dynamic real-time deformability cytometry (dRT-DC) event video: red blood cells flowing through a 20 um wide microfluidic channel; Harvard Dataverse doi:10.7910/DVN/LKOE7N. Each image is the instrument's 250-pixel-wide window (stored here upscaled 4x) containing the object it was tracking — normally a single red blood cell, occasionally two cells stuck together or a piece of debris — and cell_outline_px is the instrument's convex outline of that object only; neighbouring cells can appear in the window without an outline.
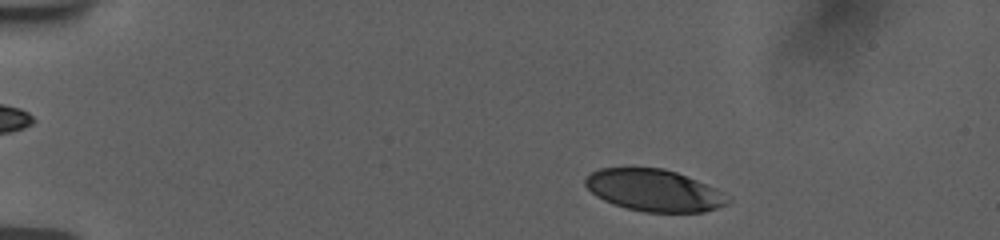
{"species": "human", "species_latin": "Homo sapiens", "temperature_condition": "room temperature", "stored_images_in_passage": 44, "camera_frame_rate_fps": 3000, "um_per_image_px": 0.085, "donor": {"sex": "female"}, "frame": {"image": 1, "passage_image": 4, "time_ms": 1.0, "image_size_px": [1000, 240], "cell_outline_px": [[732, 200], [728, 204], [704, 212], [644, 212], [612, 204], [596, 196], [584, 184], [584, 176], [600, 168], [664, 168], [676, 172], [696, 180], [724, 192]], "centroid_in_image_um": [55.59, 16.18], "position_along_channel_um": 29.4, "area_um2": 34.8}}
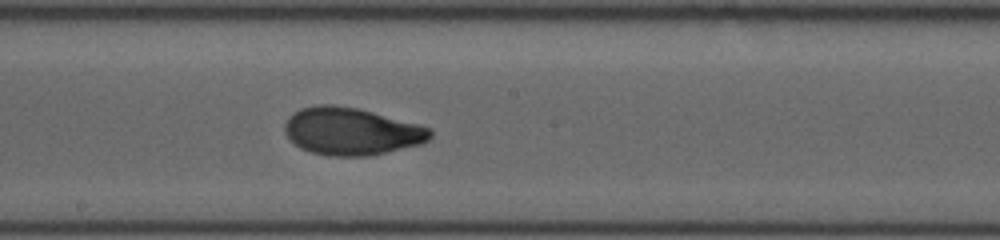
{"frame": {"image": 2, "passage_image": 26, "time_ms": 8.333, "image_size_px": [1000, 240], "cell_outline_px": [[432, 136], [428, 140], [420, 144], [368, 156], [328, 156], [312, 152], [300, 148], [288, 140], [284, 132], [284, 124], [288, 116], [292, 112], [300, 108], [316, 104], [332, 104], [356, 108], [372, 112], [432, 128]], "centroid_in_image_um": [29.8, 11.16], "position_along_channel_um": 218.4, "area_um2": 40.34}}
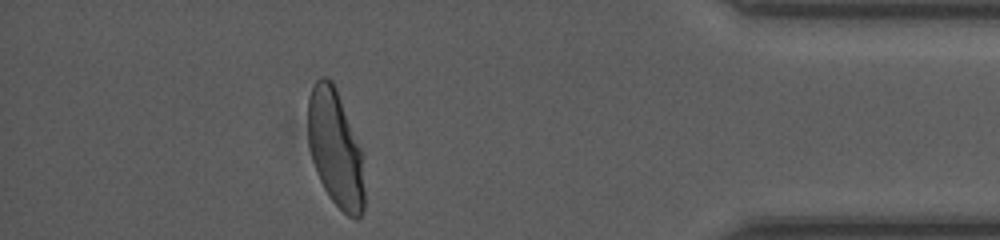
{"frame": {"image": 3, "passage_image": 44, "time_ms": 14.333, "image_size_px": [1000, 240], "cell_outline_px": [[364, 212], [356, 220], [348, 216], [328, 196], [320, 180], [312, 160], [308, 144], [308, 96], [316, 80], [320, 76], [328, 76], [332, 80], [336, 88], [360, 148], [364, 188]], "centroid_in_image_um": [28.49, 12.62], "position_along_channel_um": 406.7, "area_um2": 38.21}, "authors_computed_cell_mechanics": {"area_um2": 38.9861, "velocity_mm_per_s": 3.7548, "shape_relaxation_time_tau1_ms": 4.1416, "shape_relaxation_time_tau2_ms": 0.892, "deformation_change_tau1": 0.2046, "deformation_change_tau2": 0.0521}}